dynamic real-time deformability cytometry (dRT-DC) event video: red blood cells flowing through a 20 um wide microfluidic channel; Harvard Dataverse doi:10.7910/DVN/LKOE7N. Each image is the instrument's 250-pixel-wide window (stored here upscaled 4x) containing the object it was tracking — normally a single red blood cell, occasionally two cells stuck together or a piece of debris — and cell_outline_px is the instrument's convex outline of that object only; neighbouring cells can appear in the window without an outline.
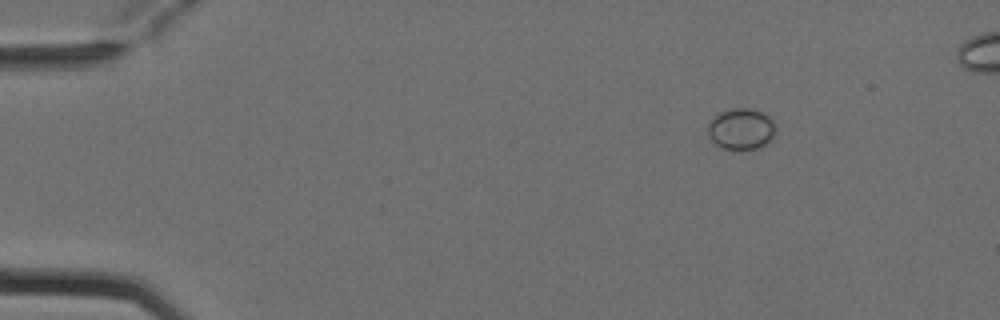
{"species": "Egyptian fruit bat (a non-hibernating species)", "species_latin": "Rousettus aegyptiacus", "temperature_condition": "cold", "stored_images_in_passage": 5, "camera_frame_rate_fps": 3000, "um_per_image_px": 0.085, "animal": {"sex": "female"}, "frame": {"image": 1, "passage_image": 2, "time_ms": 0.333, "image_size_px": [1000, 320], "cell_outline_px": [[776, 128], [772, 140], [768, 144], [756, 148], [720, 148], [712, 144], [708, 132], [708, 124], [712, 116], [720, 112], [732, 108], [748, 108], [760, 112], [768, 116], [776, 124]], "centroid_in_image_um": [62.98, 10.96], "position_along_channel_um": 22.0, "area_um2": 16.42}}